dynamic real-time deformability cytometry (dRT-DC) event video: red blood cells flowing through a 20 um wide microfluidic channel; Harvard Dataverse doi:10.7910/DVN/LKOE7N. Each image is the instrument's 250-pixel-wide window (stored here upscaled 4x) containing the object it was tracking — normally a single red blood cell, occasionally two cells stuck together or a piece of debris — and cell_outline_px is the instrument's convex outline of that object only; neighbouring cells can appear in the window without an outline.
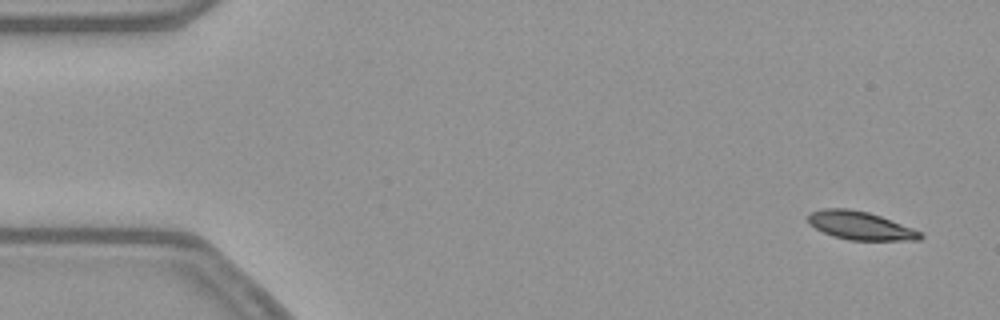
{"species": "common noctule bat (a hibernating species)", "species_latin": "Nyctalus noctula", "temperature_condition": "warm", "stored_images_in_passage": 52, "camera_frame_rate_fps": 3000, "um_per_image_px": 0.085, "animal": {"sex": "female", "body_mass_g": 21.9}, "frame": {"image": 1, "passage_image": 2, "time_ms": 0.333, "image_size_px": [1000, 320], "cell_outline_px": [[924, 236], [920, 240], [848, 240], [832, 236], [808, 224], [808, 212], [824, 208], [848, 208], [868, 212], [880, 216], [912, 228], [920, 232]], "centroid_in_image_um": [73.09, 19.17], "position_along_channel_um": 11.9, "area_um2": 18.5}}
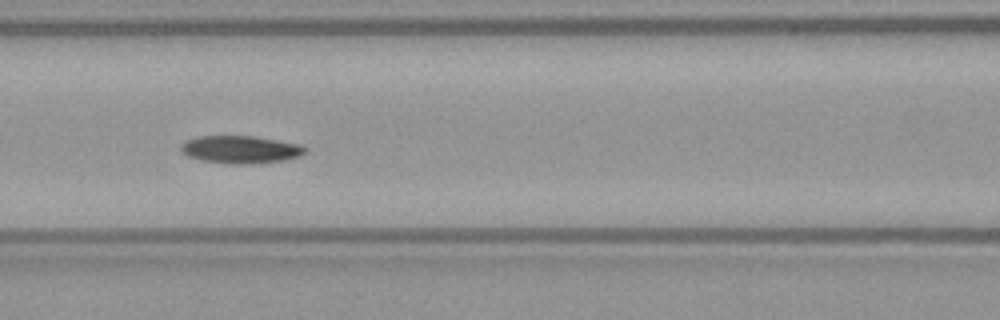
{"frame": {"image": 2, "passage_image": 22, "time_ms": 7.0, "image_size_px": [1000, 320], "cell_outline_px": [[308, 152], [300, 156], [284, 160], [252, 164], [228, 164], [200, 160], [188, 156], [180, 152], [180, 144], [184, 140], [196, 136], [256, 136], [300, 144], [308, 148]], "centroid_in_image_um": [20.43, 12.7], "position_along_channel_um": 146.2, "area_um2": 20.46}}
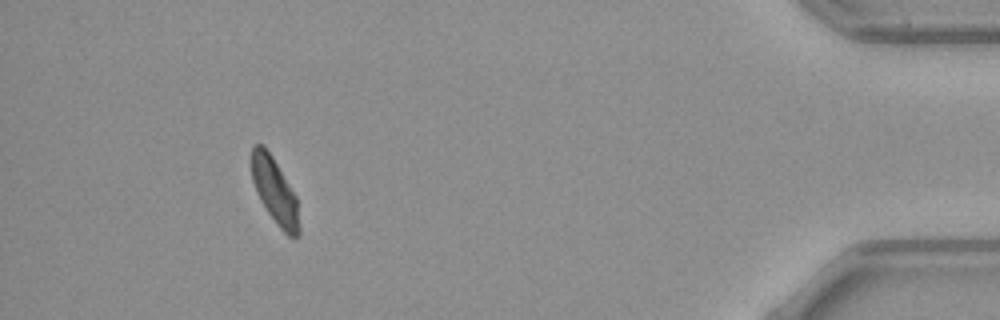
{"frame": {"image": 3, "passage_image": 48, "time_ms": 15.667, "image_size_px": [1000, 320], "cell_outline_px": [[300, 232], [296, 236], [288, 236], [276, 224], [260, 200], [256, 192], [252, 180], [252, 144], [260, 144], [272, 156], [296, 196], [300, 228]], "centroid_in_image_um": [23.35, 16.26], "position_along_channel_um": 411.8, "area_um2": 17.92}, "authors_computed_cell_mechanics": {"area_um2": 19.3052, "velocity_mm_per_s": 3.8468, "shape_relaxation_time_tau1_ms": 7.0904, "shape_relaxation_time_tau2_ms": 6.8001, "deformation_change_tau1": 0.1758, "deformation_change_tau2": 0.1267}}